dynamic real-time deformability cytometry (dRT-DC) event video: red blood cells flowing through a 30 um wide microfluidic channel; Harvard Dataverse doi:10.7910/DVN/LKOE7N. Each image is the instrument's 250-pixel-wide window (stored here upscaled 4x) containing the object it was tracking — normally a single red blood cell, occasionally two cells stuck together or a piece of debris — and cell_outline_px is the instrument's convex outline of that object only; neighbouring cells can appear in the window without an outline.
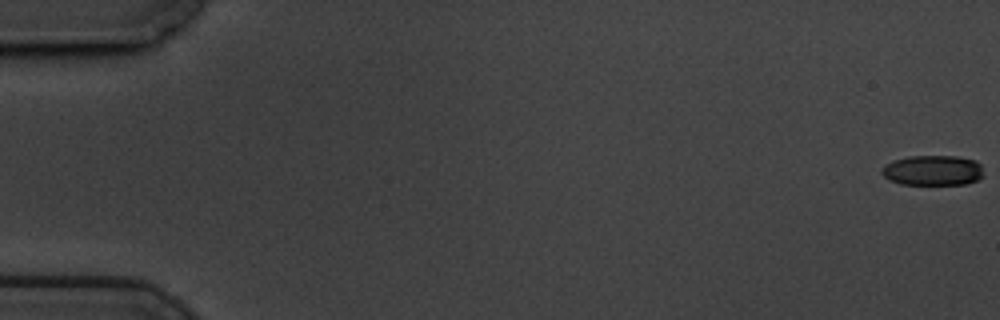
{"species": "common noctule bat (a hibernating species)", "species_latin": "Nyctalus noctula", "temperature_condition": "cold", "stored_images_in_passage": 60, "camera_frame_rate_fps": 3000, "um_per_image_px": 0.085, "animal": {"sex": "male", "body_mass_g": 19.5, "forearm_length_mm": 54.6}, "frame": {"image": 1, "passage_image": 1, "time_ms": 0.0, "image_size_px": [1000, 320], "cell_outline_px": [[984, 176], [968, 184], [900, 184], [888, 180], [880, 172], [880, 168], [884, 164], [892, 160], [908, 156], [956, 156], [976, 160], [980, 164]], "centroid_in_image_um": [79.25, 14.48], "position_along_channel_um": 5.7, "area_um2": 18.21}}
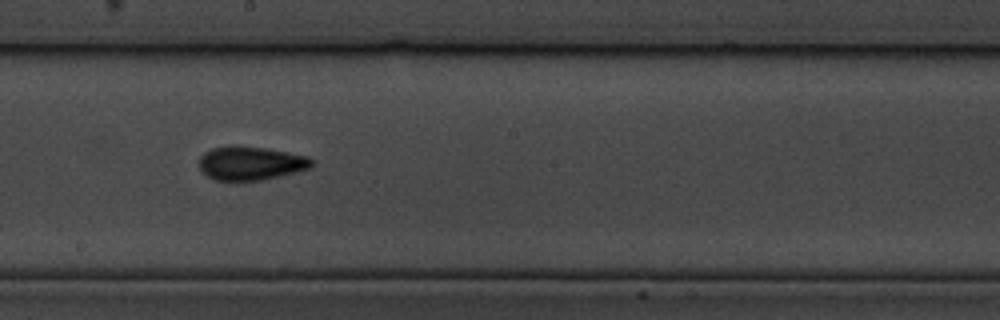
{"frame": {"image": 2, "passage_image": 34, "time_ms": 11.0, "image_size_px": [1000, 320], "cell_outline_px": [[312, 168], [280, 176], [260, 180], [212, 180], [200, 168], [200, 156], [204, 152], [212, 148], [232, 144], [264, 148], [288, 152], [308, 156], [312, 160]], "centroid_in_image_um": [21.31, 13.86], "position_along_channel_um": 226.9, "area_um2": 22.2}}
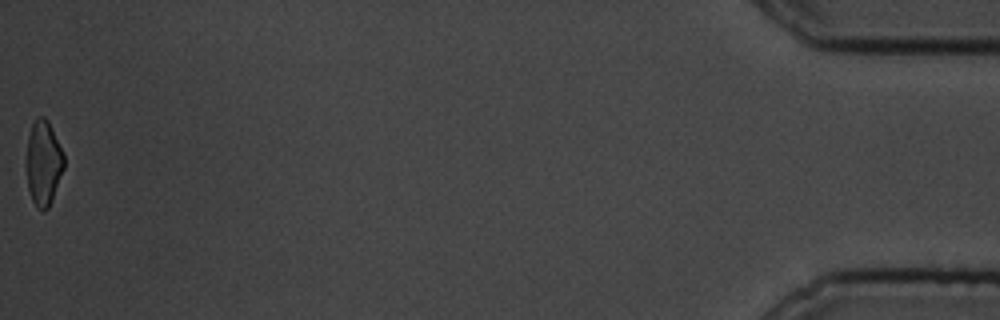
{"frame": {"image": 3, "passage_image": 60, "time_ms": 19.667, "image_size_px": [1000, 320], "cell_outline_px": [[64, 168], [52, 200], [48, 208], [44, 212], [36, 208], [32, 200], [28, 188], [28, 136], [32, 124], [36, 116], [44, 116], [48, 120], [64, 152]], "centroid_in_image_um": [3.72, 13.85], "position_along_channel_um": 431.5, "area_um2": 18.5}, "authors_computed_cell_mechanics": {"area_um2": 20.5768, "velocity_mm_per_s": 3.4423, "shape_relaxation_time_tau1_ms": 5.7637, "shape_relaxation_time_tau2_ms": 3.5186, "deformation_change_tau1": 0.1399, "deformation_change_tau2": 0.1029}}